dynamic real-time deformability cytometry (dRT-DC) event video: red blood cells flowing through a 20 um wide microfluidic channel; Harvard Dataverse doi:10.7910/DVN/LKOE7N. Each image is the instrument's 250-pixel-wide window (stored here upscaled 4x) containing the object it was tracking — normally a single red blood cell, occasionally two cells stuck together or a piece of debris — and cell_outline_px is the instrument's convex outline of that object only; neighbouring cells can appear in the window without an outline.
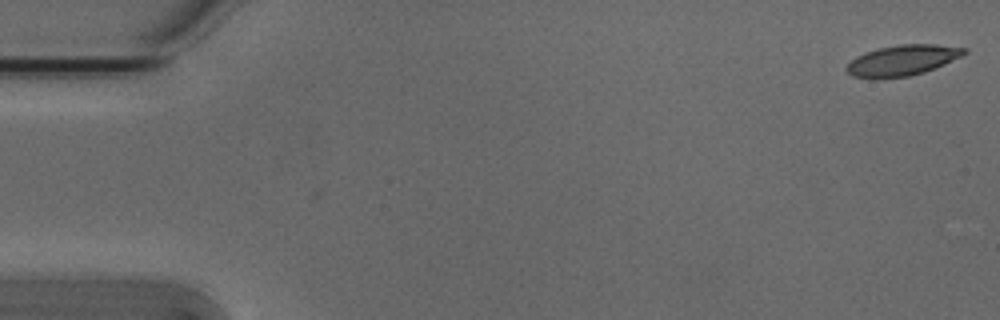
{"species": "Egyptian fruit bat (a non-hibernating species)", "species_latin": "Rousettus aegyptiacus", "temperature_condition": "cold", "stored_images_in_passage": 2, "camera_frame_rate_fps": 3000, "um_per_image_px": 0.085, "animal": {"sex": "male"}, "frame": {"image": 1, "passage_image": 2, "time_ms": 0.333, "image_size_px": [1000, 320], "cell_outline_px": [[968, 52], [944, 64], [924, 72], [908, 76], [852, 76], [844, 68], [856, 56], [864, 52], [880, 48], [900, 44], [936, 44], [968, 48]], "centroid_in_image_um": [76.75, 5.08], "position_along_channel_um": 8.3, "area_um2": 20.35}}